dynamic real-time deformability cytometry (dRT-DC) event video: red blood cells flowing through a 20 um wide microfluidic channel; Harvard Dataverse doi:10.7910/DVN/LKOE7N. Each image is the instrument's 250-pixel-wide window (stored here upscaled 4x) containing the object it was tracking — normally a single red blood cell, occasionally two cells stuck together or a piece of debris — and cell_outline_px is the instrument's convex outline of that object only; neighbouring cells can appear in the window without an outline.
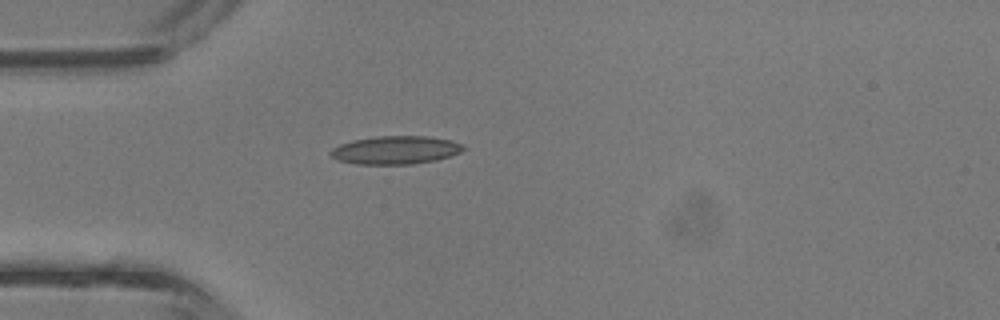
{"species": "common noctule bat (a hibernating species)", "species_latin": "Nyctalus noctula", "temperature_condition": "room temperature", "stored_images_in_passage": 31, "camera_frame_rate_fps": 3000, "um_per_image_px": 0.085, "animal": {"sex": "male", "body_mass_g": 13.3}, "frame": {"image": 1, "passage_image": 1, "time_ms": 0.0, "image_size_px": [1000, 320], "cell_outline_px": [[468, 148], [460, 152], [436, 160], [412, 164], [356, 164], [340, 160], [328, 156], [328, 152], [332, 148], [340, 144], [352, 140], [376, 136], [428, 136], [452, 140], [464, 144]], "centroid_in_image_um": [33.62, 12.74], "position_along_channel_um": 51.4, "area_um2": 22.02}}
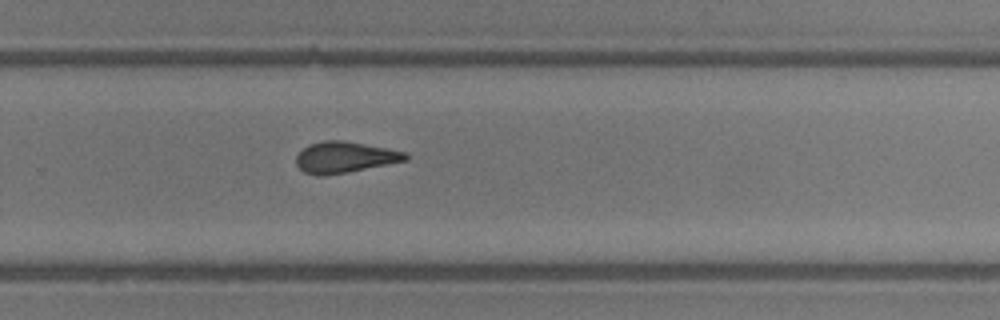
{"frame": {"image": 2, "passage_image": 17, "time_ms": 5.333, "image_size_px": [1000, 320], "cell_outline_px": [[408, 160], [348, 172], [324, 176], [316, 176], [304, 172], [296, 164], [296, 156], [308, 144], [324, 140], [340, 140], [388, 148], [404, 152], [408, 156]], "centroid_in_image_um": [29.27, 13.37], "position_along_channel_um": 300.5, "area_um2": 19.77}}
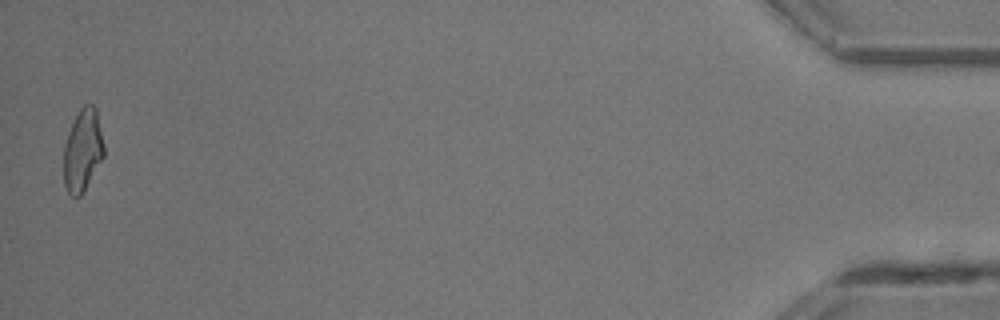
{"frame": {"image": 3, "passage_image": 31, "time_ms": 10.0, "image_size_px": [1000, 320], "cell_outline_px": [[104, 156], [80, 196], [72, 196], [68, 192], [64, 184], [64, 144], [68, 132], [80, 108], [84, 104], [92, 104], [96, 108], [104, 144]], "centroid_in_image_um": [7.03, 12.75], "position_along_channel_um": 428.2, "area_um2": 19.07}, "authors_computed_cell_mechanics": {"area_um2": 19.7676, "velocity_mm_per_s": 4.839, "shape_relaxation_time_tau1_ms": 7.2431, "shape_relaxation_time_tau2_ms": 2.1558, "deformation_change_tau1": 0.2327, "deformation_change_tau2": 0.1143}}